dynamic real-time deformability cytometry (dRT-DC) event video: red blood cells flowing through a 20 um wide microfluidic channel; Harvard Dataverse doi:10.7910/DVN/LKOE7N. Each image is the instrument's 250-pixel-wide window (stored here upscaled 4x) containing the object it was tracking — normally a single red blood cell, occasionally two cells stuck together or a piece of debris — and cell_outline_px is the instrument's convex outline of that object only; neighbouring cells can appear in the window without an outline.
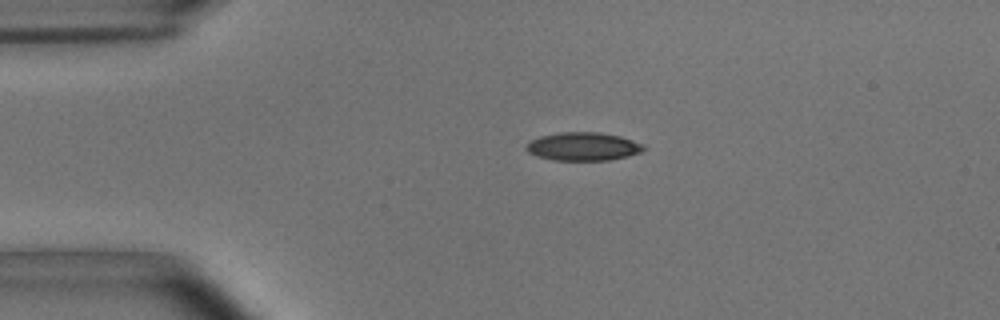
{"species": "common noctule bat (a hibernating species)", "species_latin": "Nyctalus noctula", "temperature_condition": "room temperature", "stored_images_in_passage": 2, "camera_frame_rate_fps": 3000, "um_per_image_px": 0.085, "animal": {"sex": "male", "body_mass_g": 15.6}, "frame": {"image": 1, "passage_image": 1, "time_ms": 0.0, "image_size_px": [1000, 320], "cell_outline_px": [[644, 148], [640, 152], [628, 156], [608, 160], [552, 160], [528, 152], [524, 148], [528, 140], [540, 136], [560, 132], [600, 132], [620, 136], [644, 144]], "centroid_in_image_um": [49.53, 12.44], "position_along_channel_um": 35.5, "area_um2": 19.36}}